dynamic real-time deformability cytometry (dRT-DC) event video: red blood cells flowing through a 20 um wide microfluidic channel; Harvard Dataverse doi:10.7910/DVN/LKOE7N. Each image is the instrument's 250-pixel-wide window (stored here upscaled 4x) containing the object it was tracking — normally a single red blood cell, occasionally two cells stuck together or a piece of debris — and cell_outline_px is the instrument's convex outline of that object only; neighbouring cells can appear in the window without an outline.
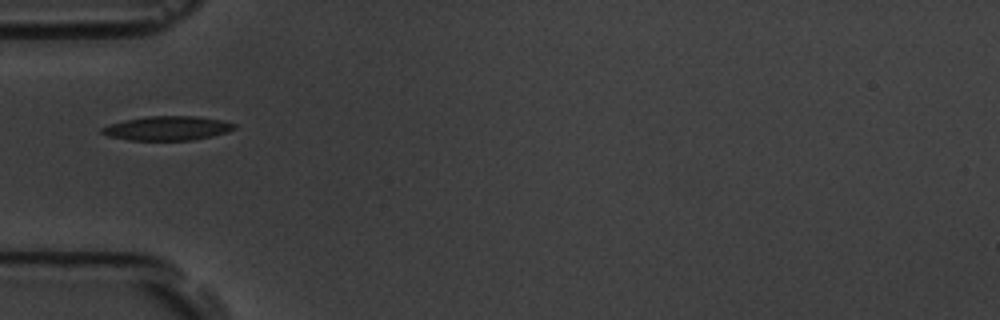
{"species": "common noctule bat (a hibernating species)", "species_latin": "Nyctalus noctula", "temperature_condition": "room temperature", "stored_images_in_passage": 3, "camera_frame_rate_fps": 3000, "um_per_image_px": 0.085, "animal": {"sex": "male", "body_mass_g": 19.5, "forearm_length_mm": 54.6}, "frame": {"image": 1, "passage_image": 1, "time_ms": 0.0, "image_size_px": [1000, 320], "cell_outline_px": [[236, 128], [228, 132], [192, 140], [128, 140], [108, 136], [100, 132], [100, 128], [108, 124], [124, 120], [148, 116], [200, 116], [224, 120], [236, 124]], "centroid_in_image_um": [14.22, 10.89], "position_along_channel_um": 70.8, "area_um2": 18.84}}
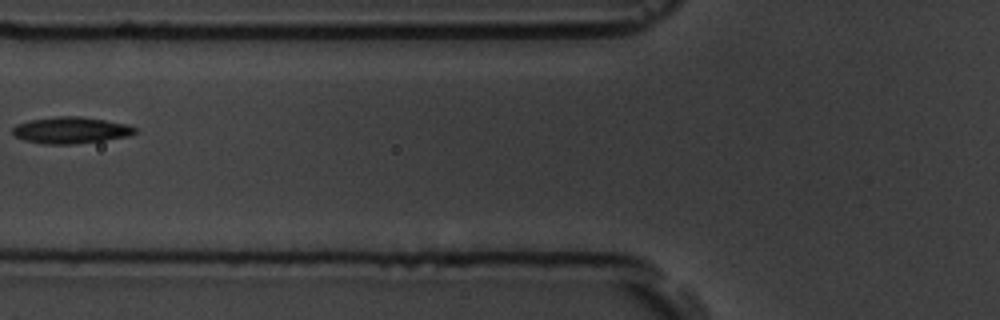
{"frame": {"image": 2, "passage_image": 2, "time_ms": 1.333, "image_size_px": [1000, 320], "cell_outline_px": [[140, 132], [128, 136], [104, 140], [72, 144], [44, 144], [24, 140], [16, 136], [12, 132], [12, 128], [16, 124], [28, 120], [56, 116], [80, 116], [128, 124], [136, 128]], "centroid_in_image_um": [6.03, 11.06], "position_along_channel_um": 119.8, "area_um2": 19.02}}
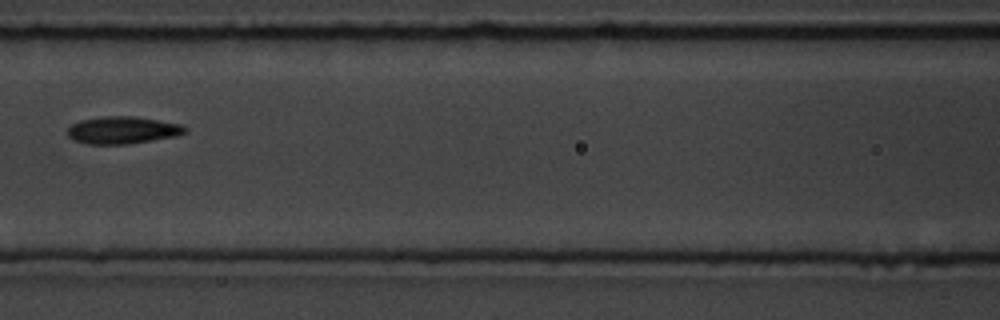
{"frame": {"image": 3, "passage_image": 3, "time_ms": 2.333, "image_size_px": [1000, 320], "cell_outline_px": [[188, 132], [176, 136], [128, 144], [88, 144], [76, 140], [68, 136], [68, 128], [72, 124], [80, 120], [104, 116], [132, 116], [180, 124], [188, 128]], "centroid_in_image_um": [10.43, 11.06], "position_along_channel_um": 156.2, "area_um2": 18.55}}